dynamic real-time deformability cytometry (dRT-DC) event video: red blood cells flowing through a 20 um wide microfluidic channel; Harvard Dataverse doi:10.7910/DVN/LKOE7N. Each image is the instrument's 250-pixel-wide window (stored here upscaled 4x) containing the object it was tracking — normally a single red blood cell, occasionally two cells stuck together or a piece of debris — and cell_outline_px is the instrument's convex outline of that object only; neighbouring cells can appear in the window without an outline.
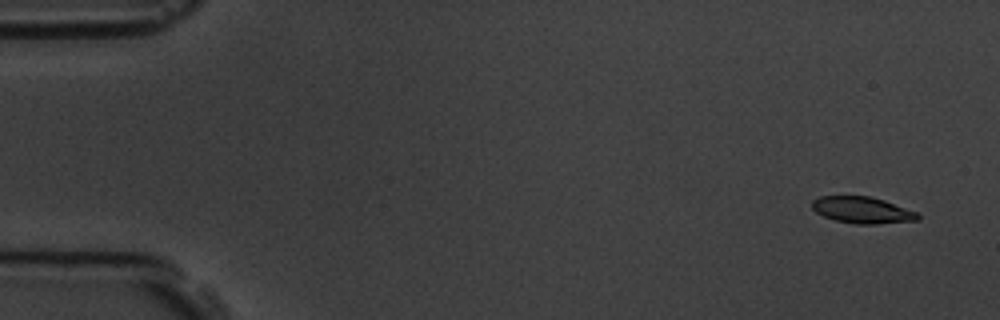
{"species": "common noctule bat (a hibernating species)", "species_latin": "Nyctalus noctula", "temperature_condition": "room temperature", "stored_images_in_passage": 5, "camera_frame_rate_fps": 3000, "um_per_image_px": 0.085, "animal": {"sex": "male", "body_mass_g": 19.5, "forearm_length_mm": 54.6}, "frame": {"image": 1, "passage_image": 1, "time_ms": 0.0, "image_size_px": [1000, 320], "cell_outline_px": [[920, 220], [876, 224], [856, 224], [836, 220], [824, 216], [816, 212], [812, 208], [812, 200], [820, 196], [868, 196], [884, 200], [916, 212], [920, 216]], "centroid_in_image_um": [73.29, 17.86], "position_along_channel_um": 11.7, "area_um2": 16.24}}
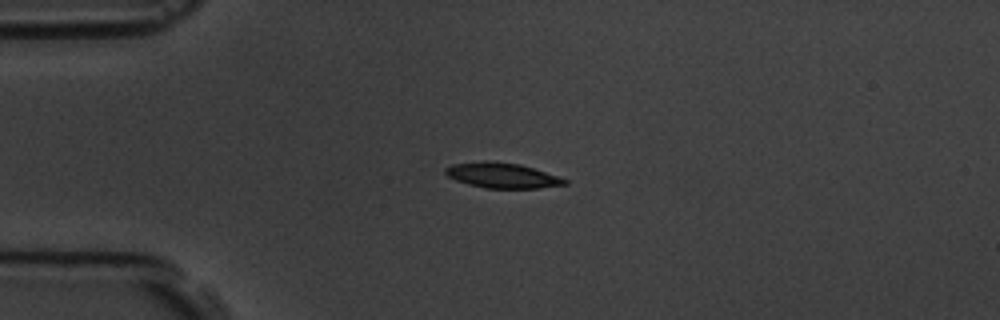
{"frame": {"image": 2, "passage_image": 4, "time_ms": 3.667, "image_size_px": [1000, 320], "cell_outline_px": [[568, 184], [536, 188], [484, 188], [468, 184], [456, 180], [448, 176], [444, 172], [444, 168], [452, 164], [484, 160], [488, 160], [520, 164], [568, 180]], "centroid_in_image_um": [42.63, 14.9], "position_along_channel_um": 42.4, "area_um2": 17.46}}